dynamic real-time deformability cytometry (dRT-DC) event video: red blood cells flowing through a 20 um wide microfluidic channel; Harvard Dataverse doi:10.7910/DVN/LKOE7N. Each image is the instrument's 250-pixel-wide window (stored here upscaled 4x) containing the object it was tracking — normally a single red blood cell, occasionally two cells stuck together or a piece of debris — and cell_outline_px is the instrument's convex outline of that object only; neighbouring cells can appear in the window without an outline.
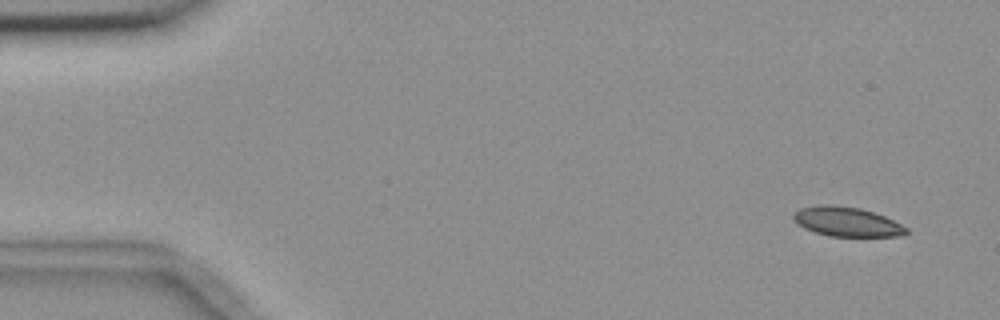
{"species": "common noctule bat (a hibernating species)", "species_latin": "Nyctalus noctula", "temperature_condition": "room temperature", "stored_images_in_passage": 8, "camera_frame_rate_fps": 3000, "um_per_image_px": 0.085, "animal": {"sex": "female", "body_mass_g": 18.4}, "frame": {"image": 1, "passage_image": 2, "time_ms": 1.0, "image_size_px": [1000, 320], "cell_outline_px": [[908, 232], [904, 236], [828, 236], [804, 228], [792, 216], [800, 208], [820, 204], [832, 204], [860, 208], [884, 216], [908, 228]], "centroid_in_image_um": [72.0, 18.84], "position_along_channel_um": 13.0, "area_um2": 19.19}}
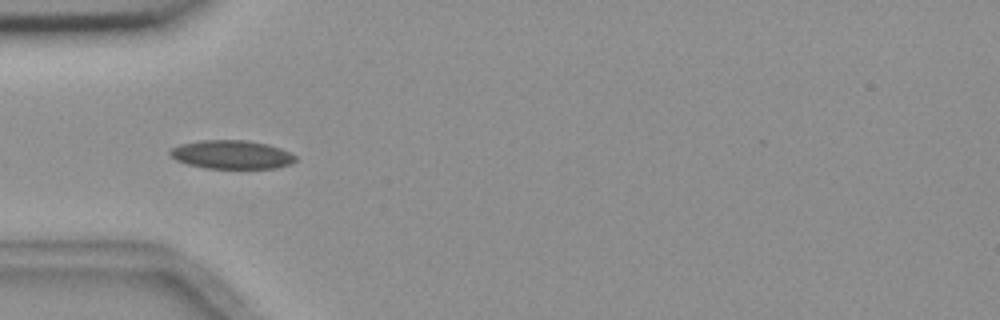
{"frame": {"image": 2, "passage_image": 6, "time_ms": 5.667, "image_size_px": [1000, 320], "cell_outline_px": [[296, 160], [292, 164], [276, 168], [204, 168], [188, 164], [176, 160], [168, 152], [172, 148], [180, 144], [200, 140], [248, 140], [268, 144], [280, 148], [296, 156]], "centroid_in_image_um": [19.7, 13.14], "position_along_channel_um": 65.3, "area_um2": 20.92}}
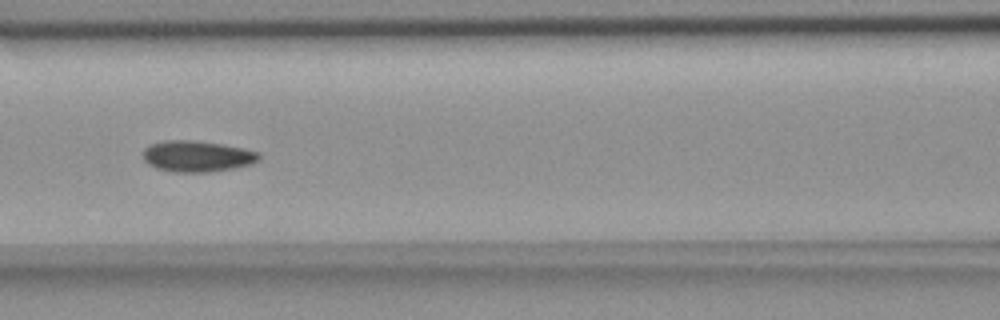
{"frame": {"image": 3, "passage_image": 8, "time_ms": 8.0, "image_size_px": [1000, 320], "cell_outline_px": [[260, 160], [252, 164], [212, 172], [172, 172], [156, 168], [148, 164], [144, 160], [144, 148], [148, 144], [164, 140], [192, 140], [220, 144], [260, 152]], "centroid_in_image_um": [16.73, 13.28], "position_along_channel_um": 149.9, "area_um2": 21.1}}